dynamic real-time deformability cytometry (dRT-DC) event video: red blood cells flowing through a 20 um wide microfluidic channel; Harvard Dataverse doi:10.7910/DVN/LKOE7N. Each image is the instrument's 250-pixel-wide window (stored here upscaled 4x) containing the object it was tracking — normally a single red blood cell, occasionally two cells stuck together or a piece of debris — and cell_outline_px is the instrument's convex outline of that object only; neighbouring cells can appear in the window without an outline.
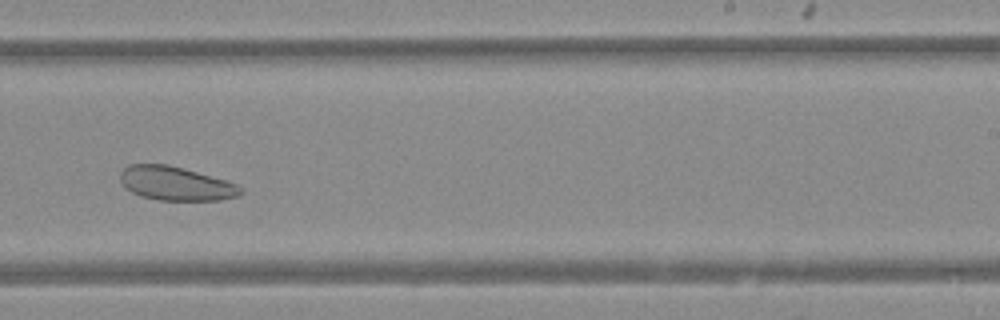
{"species": "Egyptian fruit bat (a non-hibernating species)", "species_latin": "Rousettus aegyptiacus", "temperature_condition": "warm", "stored_images_in_passage": 35, "camera_frame_rate_fps": 3000, "um_per_image_px": 0.085, "animal": {"sex": "female"}, "frame": {"image": 1, "passage_image": 16, "time_ms": 5.0, "image_size_px": [1000, 320], "cell_outline_px": [[244, 192], [240, 196], [220, 200], [156, 200], [140, 196], [124, 188], [120, 180], [120, 172], [128, 164], [168, 164], [184, 168], [224, 180], [236, 184], [244, 188]], "centroid_in_image_um": [14.93, 15.6], "position_along_channel_um": 274.1, "area_um2": 23.99}}
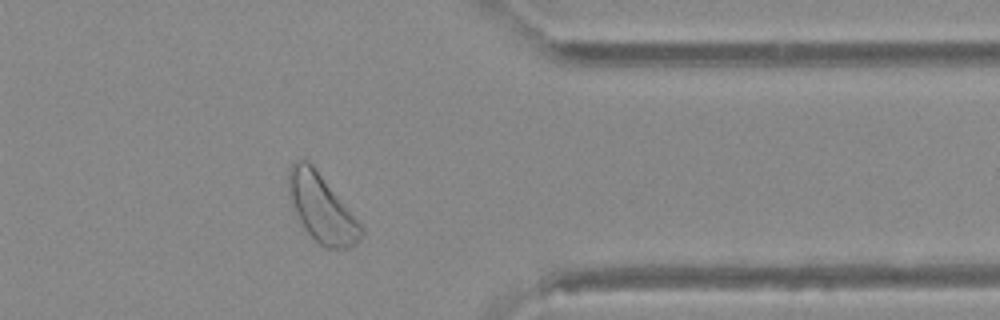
{"frame": {"image": 2, "passage_image": 25, "time_ms": 8.0, "image_size_px": [1000, 320], "cell_outline_px": [[364, 232], [360, 240], [356, 244], [348, 248], [324, 248], [304, 228], [288, 200], [288, 168], [296, 160], [304, 156], [312, 164], [364, 228]], "centroid_in_image_um": [27.3, 17.67], "position_along_channel_um": 384.1, "area_um2": 28.67}}